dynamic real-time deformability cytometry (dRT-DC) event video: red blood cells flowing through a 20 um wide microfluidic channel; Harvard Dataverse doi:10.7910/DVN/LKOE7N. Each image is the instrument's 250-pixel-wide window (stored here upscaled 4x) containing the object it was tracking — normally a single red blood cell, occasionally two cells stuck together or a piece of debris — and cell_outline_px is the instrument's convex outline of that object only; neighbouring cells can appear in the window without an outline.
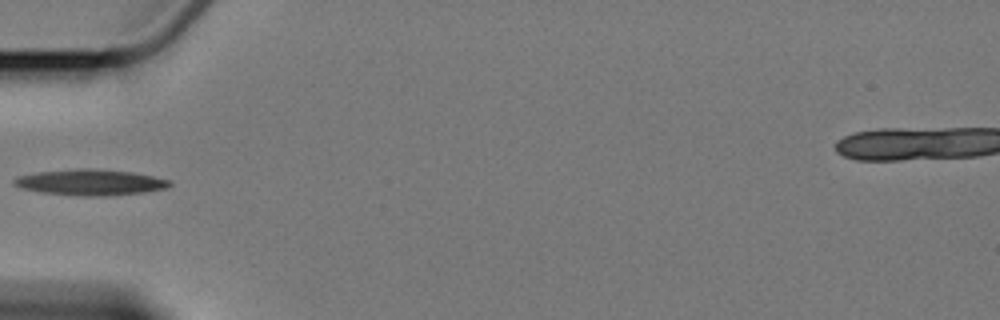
{"species": "Egyptian fruit bat (a non-hibernating species)", "species_latin": "Rousettus aegyptiacus", "temperature_condition": "cold", "stored_images_in_passage": 14, "camera_frame_rate_fps": 3000, "um_per_image_px": 0.085, "animal": {"sex": "female"}, "frame": {"image": 1, "passage_image": 4, "time_ms": 4.667, "image_size_px": [1000, 320], "cell_outline_px": [[172, 184], [168, 188], [144, 192], [104, 196], [84, 196], [40, 192], [20, 188], [12, 184], [12, 180], [20, 176], [40, 172], [76, 168], [88, 168], [132, 172], [152, 176], [168, 180]], "centroid_in_image_um": [7.67, 15.5], "position_along_channel_um": 77.3, "area_um2": 23.35}}
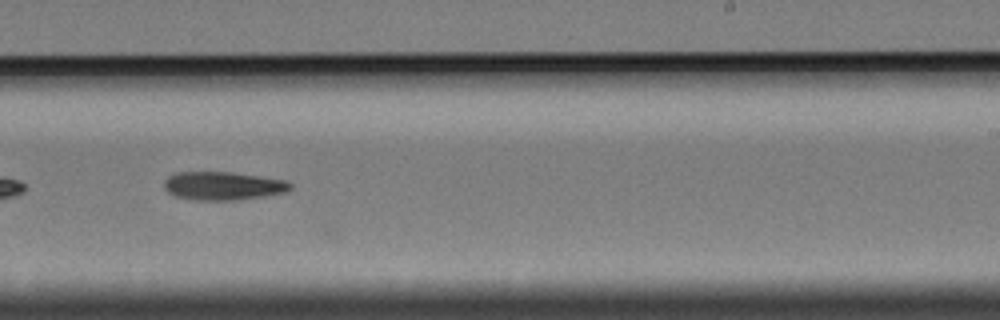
{"frame": {"image": 2, "passage_image": 9, "time_ms": 10.333, "image_size_px": [1000, 320], "cell_outline_px": [[292, 188], [284, 192], [264, 196], [236, 200], [196, 200], [176, 196], [168, 192], [164, 188], [164, 180], [168, 176], [176, 172], [232, 172], [288, 180], [292, 184]], "centroid_in_image_um": [18.96, 15.79], "position_along_channel_um": 270.0, "area_um2": 20.92}}
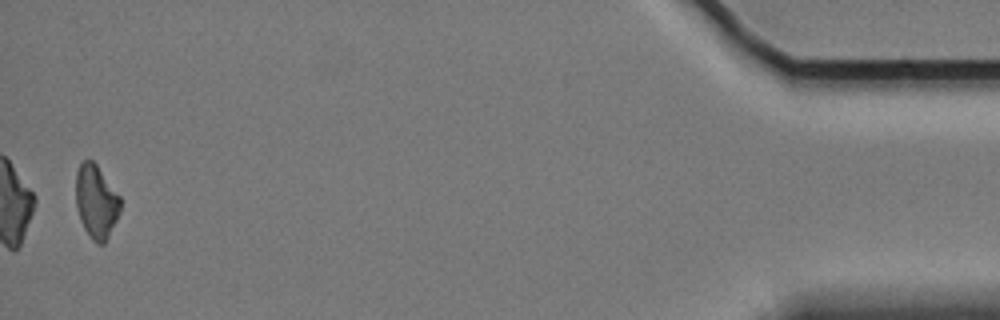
{"frame": {"image": 3, "passage_image": 14, "time_ms": 17.333, "image_size_px": [1000, 320], "cell_outline_px": [[120, 212], [104, 244], [96, 244], [92, 240], [84, 228], [80, 220], [76, 204], [76, 172], [80, 164], [84, 160], [92, 160], [96, 164], [120, 196]], "centroid_in_image_um": [8.17, 17.14], "position_along_channel_um": 427.0, "area_um2": 18.9}}